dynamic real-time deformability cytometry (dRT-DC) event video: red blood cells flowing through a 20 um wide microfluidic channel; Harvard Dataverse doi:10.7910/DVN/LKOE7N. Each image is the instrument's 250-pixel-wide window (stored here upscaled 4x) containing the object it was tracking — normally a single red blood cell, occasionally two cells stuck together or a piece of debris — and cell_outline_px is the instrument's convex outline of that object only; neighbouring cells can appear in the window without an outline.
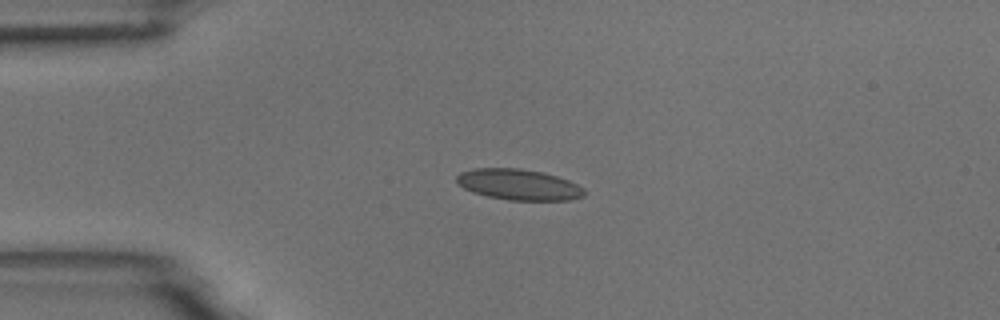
{"species": "common noctule bat (a hibernating species)", "species_latin": "Nyctalus noctula", "temperature_condition": "room temperature", "stored_images_in_passage": 42, "camera_frame_rate_fps": 3000, "um_per_image_px": 0.085, "animal": {"sex": "male", "body_mass_g": 18.8}, "frame": {"image": 1, "passage_image": 1, "time_ms": 0.0, "image_size_px": [1000, 320], "cell_outline_px": [[588, 192], [584, 196], [572, 200], [508, 200], [488, 196], [472, 192], [464, 188], [456, 180], [456, 176], [460, 172], [472, 168], [520, 168], [544, 172], [568, 180], [584, 188]], "centroid_in_image_um": [44.11, 15.68], "position_along_channel_um": 40.9, "area_um2": 23.12}}
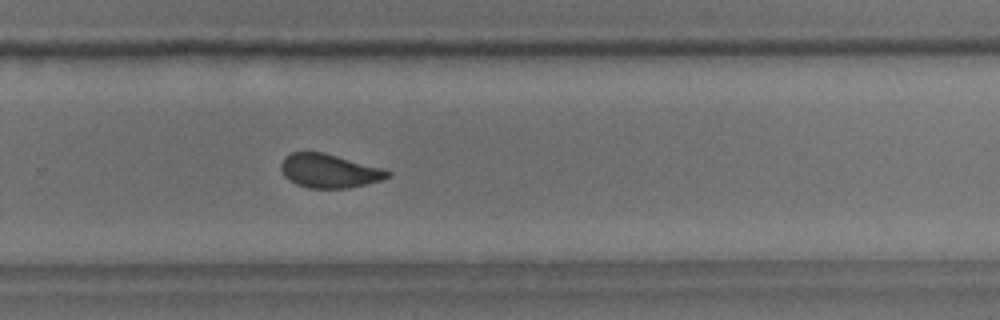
{"frame": {"image": 2, "passage_image": 24, "time_ms": 7.667, "image_size_px": [1000, 320], "cell_outline_px": [[392, 176], [380, 180], [348, 188], [308, 188], [296, 184], [288, 180], [284, 176], [280, 168], [280, 164], [292, 152], [324, 152], [384, 168], [392, 172]], "centroid_in_image_um": [28.0, 14.53], "position_along_channel_um": 301.8, "area_um2": 21.04}}
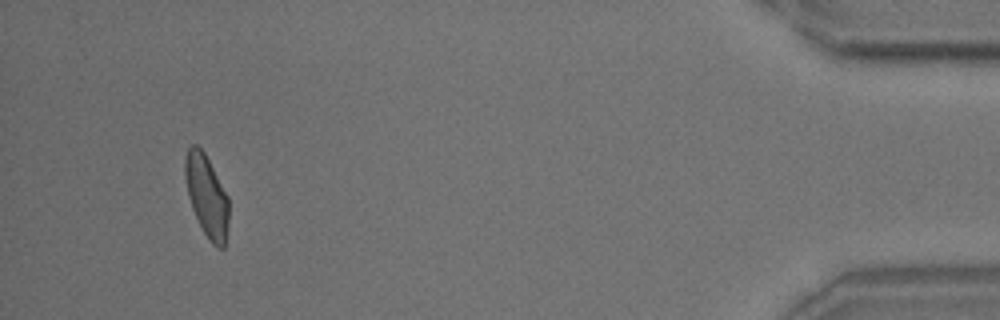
{"frame": {"image": 3, "passage_image": 39, "time_ms": 12.667, "image_size_px": [1000, 320], "cell_outline_px": [[228, 228], [224, 248], [216, 248], [208, 240], [192, 208], [188, 196], [184, 176], [184, 156], [188, 148], [192, 144], [196, 144], [204, 152], [228, 196]], "centroid_in_image_um": [17.56, 16.65], "position_along_channel_um": 417.6, "area_um2": 20.92}, "authors_computed_cell_mechanics": {"area_um2": 21.6172, "velocity_mm_per_s": 3.7321, "shape_relaxation_time_tau1_ms": 9.3482, "shape_relaxation_time_tau2_ms": 1.5435, "deformation_change_tau1": 0.1964, "deformation_change_tau2": 0.0673}}